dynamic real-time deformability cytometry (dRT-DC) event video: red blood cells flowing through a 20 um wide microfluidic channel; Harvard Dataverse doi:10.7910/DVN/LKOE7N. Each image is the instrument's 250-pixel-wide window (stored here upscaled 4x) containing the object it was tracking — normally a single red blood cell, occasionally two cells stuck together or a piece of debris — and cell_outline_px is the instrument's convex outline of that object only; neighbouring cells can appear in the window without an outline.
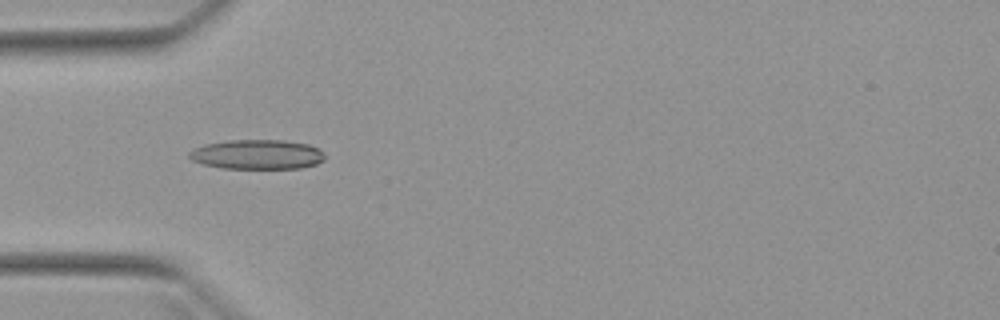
{"species": "Egyptian fruit bat (a non-hibernating species)", "species_latin": "Rousettus aegyptiacus", "temperature_condition": "warm", "stored_images_in_passage": 6, "camera_frame_rate_fps": 3000, "um_per_image_px": 0.085, "animal": {"sex": "female"}, "frame": {"image": 1, "passage_image": 4, "time_ms": 5.0, "image_size_px": [1000, 320], "cell_outline_px": [[324, 160], [316, 164], [300, 168], [224, 168], [204, 164], [192, 160], [188, 156], [188, 152], [192, 148], [204, 144], [228, 140], [284, 140], [308, 144], [324, 152]], "centroid_in_image_um": [21.83, 13.12], "position_along_channel_um": 63.2, "area_um2": 23.41}}
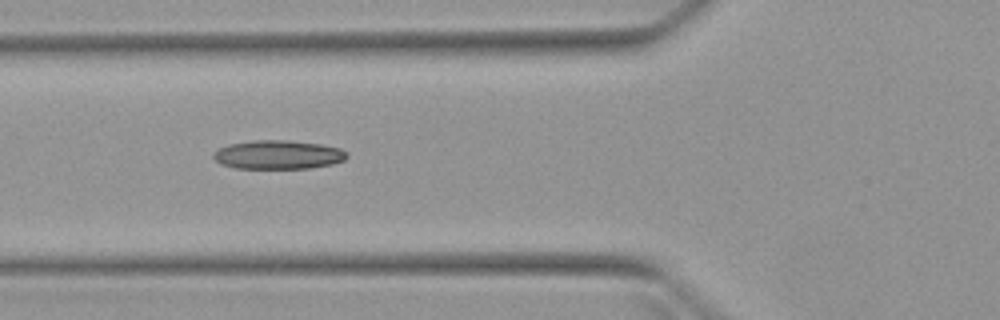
{"frame": {"image": 2, "passage_image": 5, "time_ms": 6.0, "image_size_px": [1000, 320], "cell_outline_px": [[348, 156], [344, 160], [332, 164], [308, 168], [236, 168], [220, 164], [212, 156], [212, 152], [228, 144], [252, 140], [284, 140], [320, 144], [340, 148], [348, 152]], "centroid_in_image_um": [23.62, 13.14], "position_along_channel_um": 102.2, "area_um2": 22.43}}
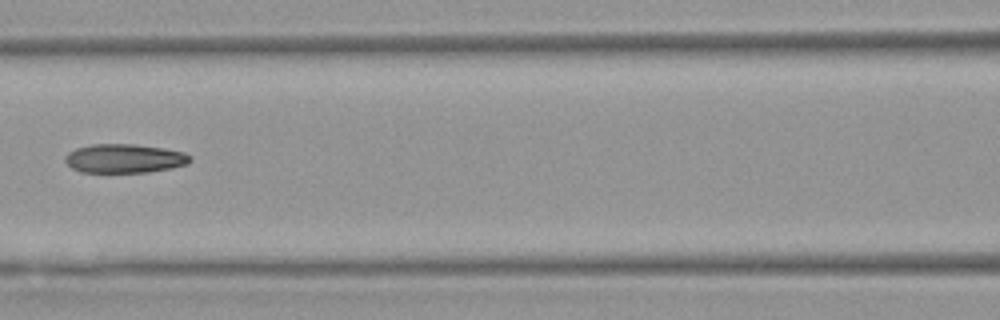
{"frame": {"image": 3, "passage_image": 6, "time_ms": 7.333, "image_size_px": [1000, 320], "cell_outline_px": [[192, 160], [188, 164], [172, 168], [148, 172], [80, 172], [72, 168], [64, 160], [68, 152], [76, 148], [92, 144], [132, 144], [164, 148], [184, 152], [192, 156]], "centroid_in_image_um": [10.61, 13.47], "position_along_channel_um": 156.0, "area_um2": 21.15}}